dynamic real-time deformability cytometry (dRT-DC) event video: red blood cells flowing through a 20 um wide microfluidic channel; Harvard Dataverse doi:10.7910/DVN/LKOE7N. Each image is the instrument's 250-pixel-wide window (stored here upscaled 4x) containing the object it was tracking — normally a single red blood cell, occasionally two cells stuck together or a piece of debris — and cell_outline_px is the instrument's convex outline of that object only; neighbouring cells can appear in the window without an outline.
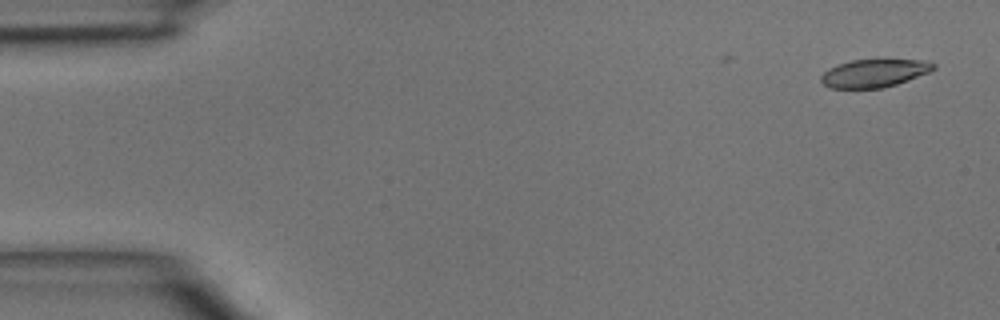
{"species": "common noctule bat (a hibernating species)", "species_latin": "Nyctalus noctula", "temperature_condition": "room temperature", "stored_images_in_passage": 40, "camera_frame_rate_fps": 3000, "um_per_image_px": 0.085, "animal": {"sex": "male", "body_mass_g": 15.6}, "frame": {"image": 1, "passage_image": 1, "time_ms": 0.0, "image_size_px": [1000, 320], "cell_outline_px": [[936, 68], [928, 72], [908, 80], [884, 88], [828, 88], [820, 80], [820, 76], [828, 68], [852, 60], [928, 60], [936, 64]], "centroid_in_image_um": [74.31, 6.22], "position_along_channel_um": 10.7, "area_um2": 18.26}}
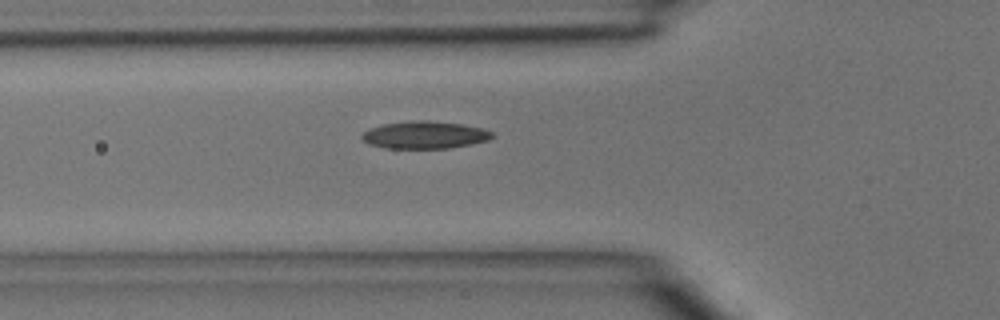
{"frame": {"image": 2, "passage_image": 15, "time_ms": 4.667, "image_size_px": [1000, 320], "cell_outline_px": [[492, 136], [488, 140], [472, 144], [448, 148], [384, 148], [368, 144], [360, 136], [368, 128], [384, 124], [412, 120], [428, 120], [464, 124], [480, 128], [492, 132]], "centroid_in_image_um": [36.07, 11.46], "position_along_channel_um": 89.7, "area_um2": 20.81}}
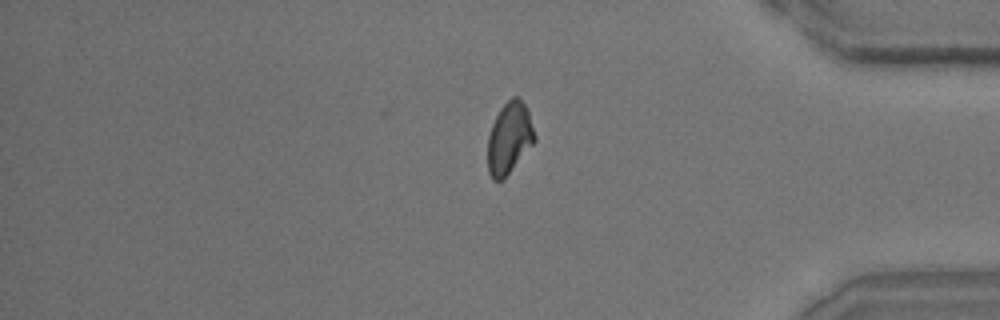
{"frame": {"image": 3, "passage_image": 38, "time_ms": 12.333, "image_size_px": [1000, 320], "cell_outline_px": [[536, 140], [508, 172], [500, 180], [492, 180], [488, 172], [488, 136], [492, 124], [500, 108], [512, 96], [516, 96], [524, 104], [528, 112], [536, 136]], "centroid_in_image_um": [43.28, 11.71], "position_along_channel_um": 391.9, "area_um2": 19.07}}